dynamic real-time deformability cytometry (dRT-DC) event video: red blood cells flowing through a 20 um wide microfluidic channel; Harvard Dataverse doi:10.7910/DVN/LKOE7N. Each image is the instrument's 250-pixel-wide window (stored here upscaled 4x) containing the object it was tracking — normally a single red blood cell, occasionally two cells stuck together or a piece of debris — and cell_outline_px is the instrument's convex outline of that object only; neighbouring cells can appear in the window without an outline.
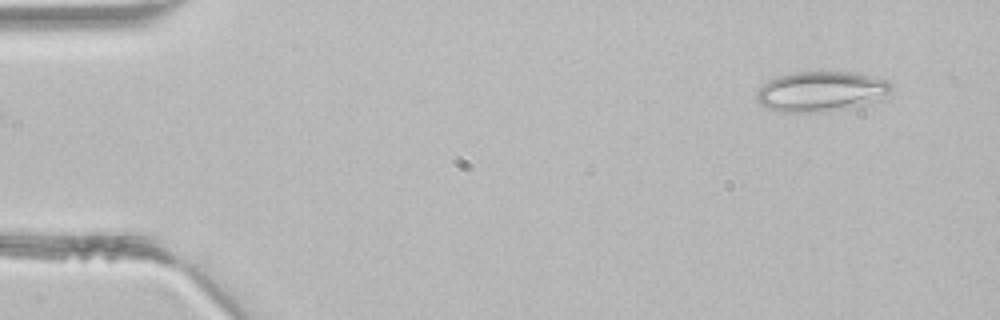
{"species": "common noctule bat (a hibernating species)", "species_latin": "Nyctalus noctula", "temperature_condition": "room temperature", "stored_images_in_passage": 3, "segment_of_instrument_passage": [2, 2], "camera_frame_rate_fps": 3000, "um_per_image_px": 0.085, "animal": {"sex": "male", "body_mass_g": 21.5, "forearm_length_mm": 52.0}, "frame": {"image": 1, "passage_image": 3, "time_ms": 0.667, "image_size_px": [1000, 320], "cell_outline_px": [[892, 88], [884, 100], [824, 112], [780, 112], [764, 108], [756, 100], [756, 92], [768, 80], [780, 76], [796, 72], [820, 68], [852, 72], [888, 80], [892, 84]], "centroid_in_image_um": [69.8, 7.74], "position_along_channel_um": 15.2, "area_um2": 32.48}}